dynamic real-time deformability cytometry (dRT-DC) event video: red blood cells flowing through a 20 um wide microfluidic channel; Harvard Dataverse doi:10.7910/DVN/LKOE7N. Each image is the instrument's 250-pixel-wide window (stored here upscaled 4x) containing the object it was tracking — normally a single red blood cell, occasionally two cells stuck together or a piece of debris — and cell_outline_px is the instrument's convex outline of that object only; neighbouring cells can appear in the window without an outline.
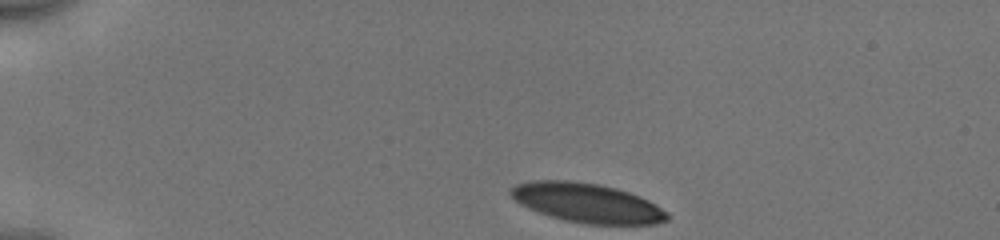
{"species": "human", "species_latin": "Homo sapiens", "temperature_condition": "cold", "stored_images_in_passage": 36, "camera_frame_rate_fps": 3000, "um_per_image_px": 0.085, "donor": {"sex": "male"}, "frame": {"image": 1, "passage_image": 1, "time_ms": 0.0, "image_size_px": [1000, 240], "cell_outline_px": [[668, 220], [656, 224], [584, 224], [564, 220], [528, 208], [520, 204], [508, 192], [508, 188], [516, 184], [532, 180], [568, 180], [600, 184], [616, 188], [640, 196], [648, 200], [668, 212]], "centroid_in_image_um": [49.89, 17.24], "position_along_channel_um": 35.1, "area_um2": 35.89}}
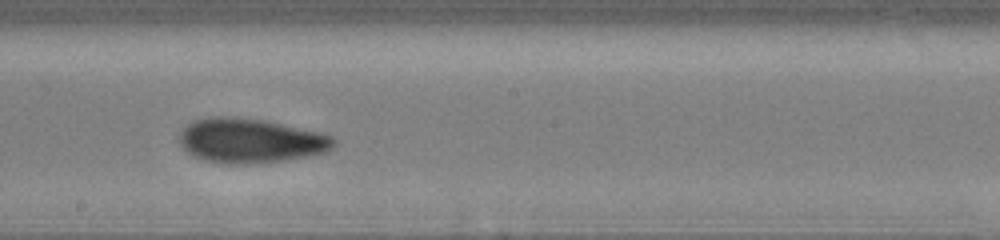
{"frame": {"image": 2, "passage_image": 21, "time_ms": 6.667, "image_size_px": [1000, 240], "cell_outline_px": [[336, 144], [328, 152], [308, 156], [284, 160], [252, 164], [220, 164], [204, 160], [192, 156], [180, 144], [180, 132], [188, 124], [196, 120], [208, 116], [236, 116], [264, 120], [320, 132], [332, 136], [336, 140]], "centroid_in_image_um": [21.29, 11.96], "position_along_channel_um": 226.9, "area_um2": 40.4}}
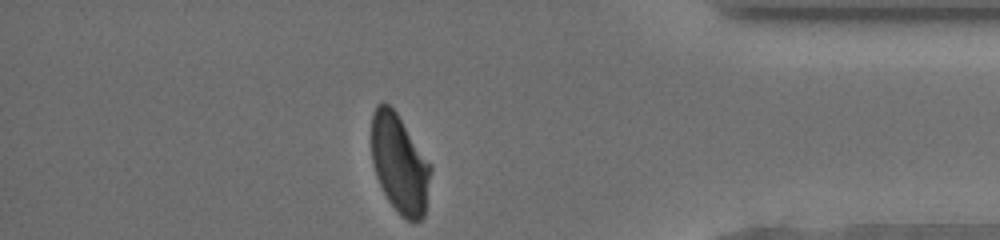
{"frame": {"image": 3, "passage_image": 36, "time_ms": 11.667, "image_size_px": [1000, 240], "cell_outline_px": [[432, 168], [424, 216], [420, 220], [412, 224], [400, 216], [388, 200], [376, 176], [372, 164], [372, 116], [376, 104], [388, 104], [396, 112], [432, 164]], "centroid_in_image_um": [33.98, 13.96], "position_along_channel_um": 401.2, "area_um2": 34.22}, "authors_computed_cell_mechanics": {"area_um2": 38.6682, "velocity_mm_per_s": 3.9513, "shape_relaxation_time_tau1_ms": 4.3076, "shape_relaxation_time_tau2_ms": 2.1793, "deformation_change_tau1": 0.1613, "deformation_change_tau2": 0.0799}}